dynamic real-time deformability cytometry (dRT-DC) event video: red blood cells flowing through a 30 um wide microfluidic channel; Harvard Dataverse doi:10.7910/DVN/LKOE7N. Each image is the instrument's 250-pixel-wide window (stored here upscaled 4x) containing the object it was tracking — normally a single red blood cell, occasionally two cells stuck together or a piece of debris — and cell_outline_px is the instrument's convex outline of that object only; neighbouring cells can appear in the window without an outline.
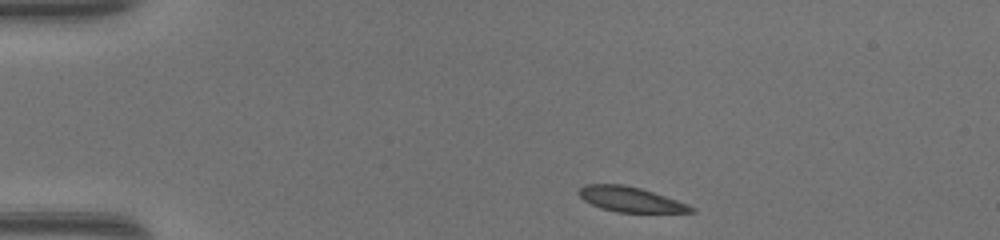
{"species": "common noctule bat (a hibernating species)", "species_latin": "Nyctalus noctula", "temperature_condition": "warm", "stored_images_in_passage": 40, "camera_frame_rate_fps": 3000, "um_per_image_px": 0.085, "animal": {"sex": "female", "body_mass_g": 17.0, "forearm_length_mm": 48.0}, "frame": {"image": 1, "passage_image": 1, "time_ms": 0.0, "image_size_px": [1000, 240], "cell_outline_px": [[696, 212], [616, 212], [600, 208], [584, 200], [576, 192], [584, 184], [624, 184], [640, 188], [688, 204], [696, 208]], "centroid_in_image_um": [53.56, 16.94], "position_along_channel_um": 31.4, "area_um2": 16.3}}
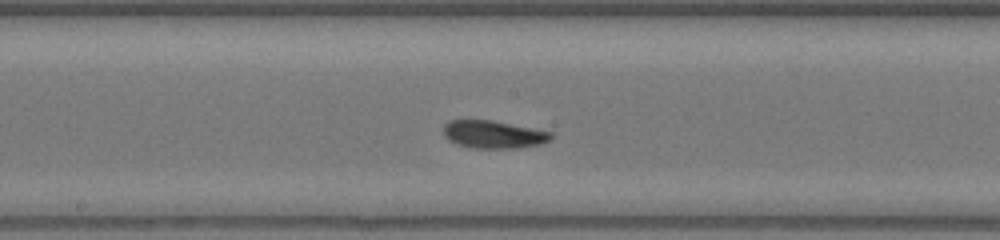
{"frame": {"image": 2, "passage_image": 18, "time_ms": 5.667, "image_size_px": [1000, 240], "cell_outline_px": [[552, 136], [548, 140], [540, 144], [516, 148], [472, 148], [456, 144], [448, 140], [444, 136], [444, 124], [448, 120], [492, 120], [552, 132]], "centroid_in_image_um": [41.9, 11.42], "position_along_channel_um": 206.3, "area_um2": 17.34}}
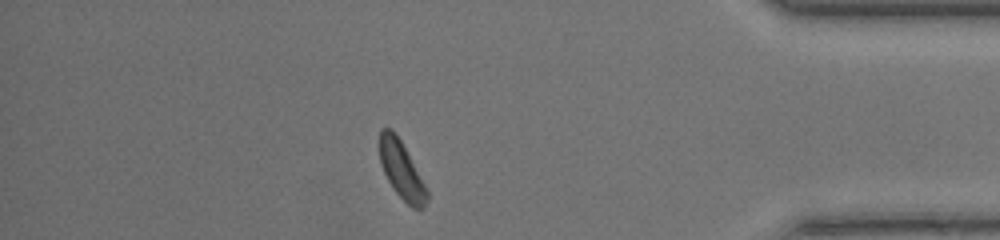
{"frame": {"image": 3, "passage_image": 34, "time_ms": 11.0, "image_size_px": [1000, 240], "cell_outline_px": [[428, 200], [424, 208], [412, 208], [392, 188], [380, 164], [380, 128], [392, 128], [396, 132], [424, 184], [428, 192]], "centroid_in_image_um": [34.11, 14.45], "position_along_channel_um": 401.1, "area_um2": 15.55}, "authors_computed_cell_mechanics": {"area_um2": 17.34, "velocity_mm_per_s": 4.2894, "shape_relaxation_time_tau1_ms": 2.0663, "shape_relaxation_time_tau2_ms": 9.8796, "deformation_change_tau1": 0.1036, "deformation_change_tau2": 0.1998}}